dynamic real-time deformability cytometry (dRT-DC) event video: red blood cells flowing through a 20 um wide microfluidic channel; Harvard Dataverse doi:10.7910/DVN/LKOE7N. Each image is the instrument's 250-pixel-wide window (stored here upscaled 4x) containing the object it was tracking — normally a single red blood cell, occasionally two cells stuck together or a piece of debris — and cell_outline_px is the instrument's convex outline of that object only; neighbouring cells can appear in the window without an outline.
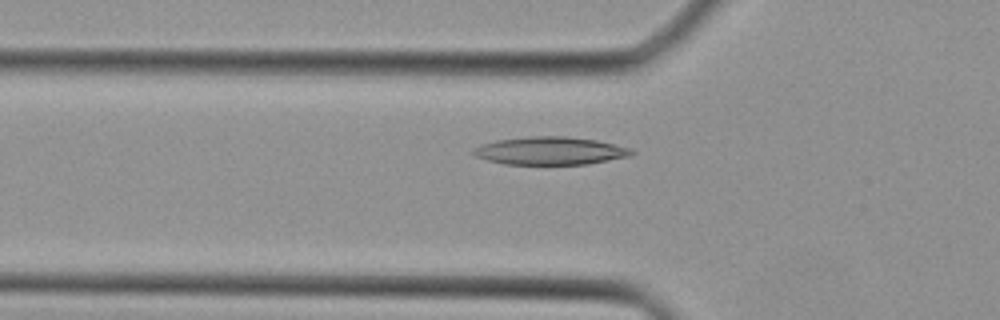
{"species": "Egyptian fruit bat (a non-hibernating species)", "species_latin": "Rousettus aegyptiacus", "temperature_condition": "cold", "stored_images_in_passage": 36, "camera_frame_rate_fps": 3000, "um_per_image_px": 0.085, "animal": {"sex": "female"}, "frame": {"image": 1, "passage_image": 14, "time_ms": 4.333, "image_size_px": [1000, 320], "cell_outline_px": [[636, 152], [628, 156], [588, 164], [504, 164], [488, 160], [476, 156], [472, 152], [472, 148], [480, 144], [496, 140], [528, 136], [568, 136], [596, 140], [632, 148]], "centroid_in_image_um": [46.75, 12.81], "position_along_channel_um": 79.1, "area_um2": 25.78}}
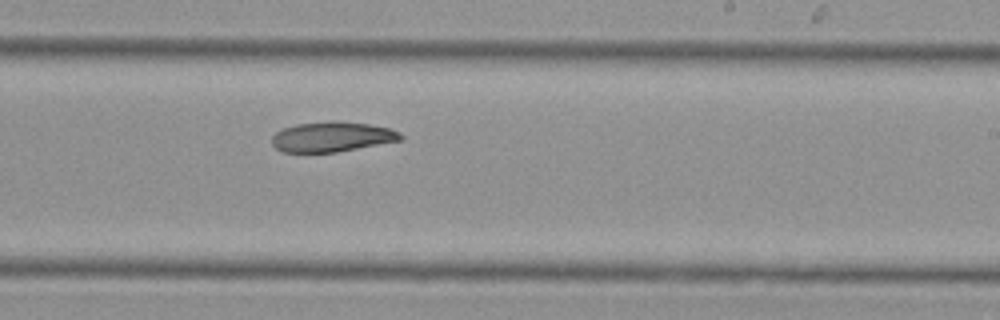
{"frame": {"image": 2, "passage_image": 25, "time_ms": 8.0, "image_size_px": [1000, 320], "cell_outline_px": [[404, 140], [336, 152], [280, 152], [272, 144], [272, 136], [276, 132], [284, 128], [296, 124], [332, 120], [368, 124], [392, 128], [400, 132], [404, 136]], "centroid_in_image_um": [28.26, 11.62], "position_along_channel_um": 260.7, "area_um2": 22.77}}
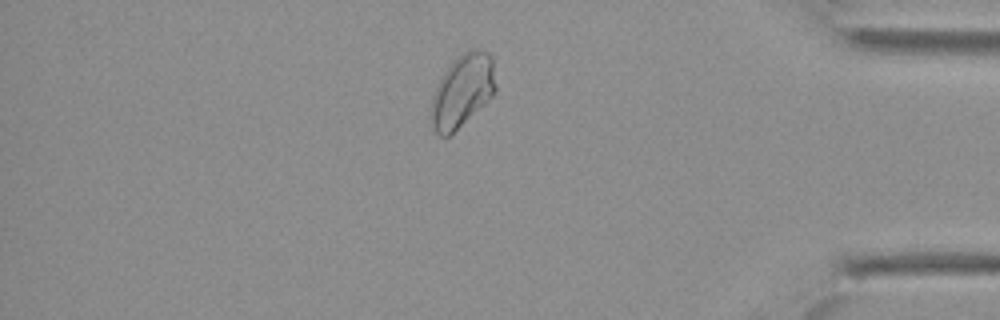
{"frame": {"image": 3, "passage_image": 35, "time_ms": 11.333, "image_size_px": [1000, 320], "cell_outline_px": [[496, 92], [488, 100], [448, 136], [440, 136], [428, 124], [428, 116], [432, 96], [440, 76], [452, 60], [456, 56], [472, 48], [484, 48], [492, 56], [496, 84]], "centroid_in_image_um": [39.26, 7.68], "position_along_channel_um": 395.9, "area_um2": 27.98}}